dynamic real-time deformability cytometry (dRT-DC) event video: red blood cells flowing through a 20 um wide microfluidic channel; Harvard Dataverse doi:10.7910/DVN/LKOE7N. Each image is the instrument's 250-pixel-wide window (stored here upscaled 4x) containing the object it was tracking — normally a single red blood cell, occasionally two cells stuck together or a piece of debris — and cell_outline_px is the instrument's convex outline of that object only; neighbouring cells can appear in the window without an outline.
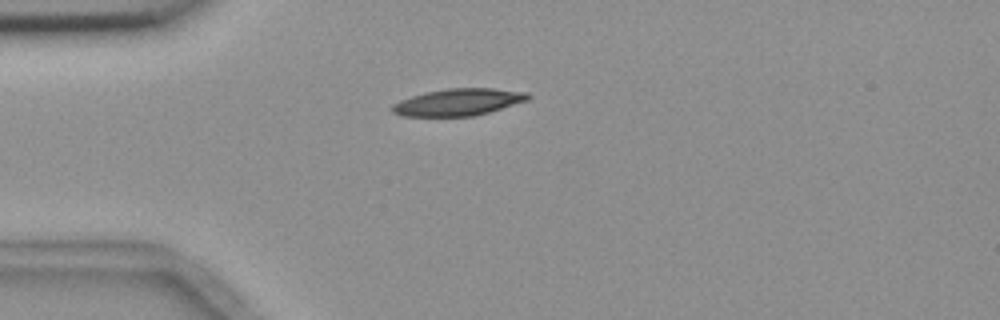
{"species": "common noctule bat (a hibernating species)", "species_latin": "Nyctalus noctula", "temperature_condition": "room temperature", "stored_images_in_passage": 3, "camera_frame_rate_fps": 3000, "um_per_image_px": 0.085, "animal": {"sex": "female", "body_mass_g": 18.4}, "frame": {"image": 1, "passage_image": 1, "time_ms": 0.0, "image_size_px": [1000, 320], "cell_outline_px": [[532, 96], [528, 100], [488, 112], [472, 116], [400, 116], [392, 112], [392, 104], [400, 100], [424, 92], [448, 88], [492, 88], [528, 92]], "centroid_in_image_um": [38.95, 8.67], "position_along_channel_um": 46.1, "area_um2": 21.33}}
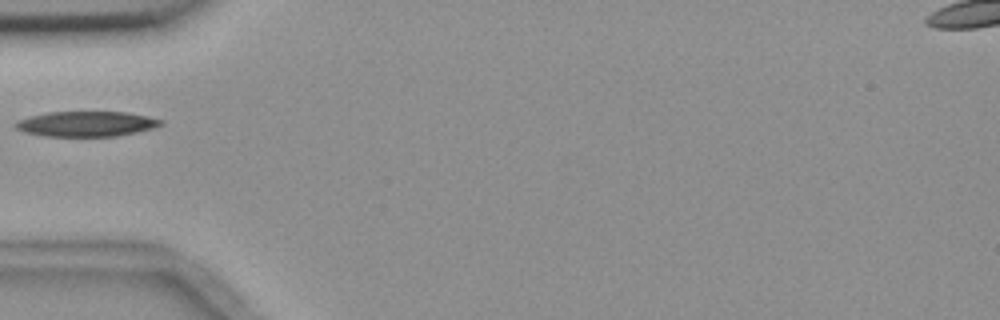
{"frame": {"image": 2, "passage_image": 2, "time_ms": 1.333, "image_size_px": [1000, 320], "cell_outline_px": [[164, 124], [152, 128], [136, 132], [116, 136], [44, 136], [24, 132], [16, 128], [16, 120], [48, 112], [124, 112], [148, 116], [164, 120]], "centroid_in_image_um": [7.36, 10.53], "position_along_channel_um": 77.6, "area_um2": 21.21}}